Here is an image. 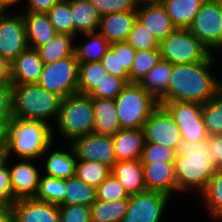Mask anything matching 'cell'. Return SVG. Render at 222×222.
Instances as JSON below:
<instances>
[{"mask_svg":"<svg viewBox=\"0 0 222 222\" xmlns=\"http://www.w3.org/2000/svg\"><path fill=\"white\" fill-rule=\"evenodd\" d=\"M66 179L40 176L37 193L34 199L53 205H64Z\"/></svg>","mask_w":222,"mask_h":222,"instance_id":"cell-33","label":"cell"},{"mask_svg":"<svg viewBox=\"0 0 222 222\" xmlns=\"http://www.w3.org/2000/svg\"><path fill=\"white\" fill-rule=\"evenodd\" d=\"M210 154L215 161V169L222 170V134L207 138Z\"/></svg>","mask_w":222,"mask_h":222,"instance_id":"cell-50","label":"cell"},{"mask_svg":"<svg viewBox=\"0 0 222 222\" xmlns=\"http://www.w3.org/2000/svg\"><path fill=\"white\" fill-rule=\"evenodd\" d=\"M145 143L165 145L177 151L182 136L172 115L161 104L150 114L143 125Z\"/></svg>","mask_w":222,"mask_h":222,"instance_id":"cell-11","label":"cell"},{"mask_svg":"<svg viewBox=\"0 0 222 222\" xmlns=\"http://www.w3.org/2000/svg\"><path fill=\"white\" fill-rule=\"evenodd\" d=\"M117 161L138 160L145 144L143 129H121L112 136Z\"/></svg>","mask_w":222,"mask_h":222,"instance_id":"cell-22","label":"cell"},{"mask_svg":"<svg viewBox=\"0 0 222 222\" xmlns=\"http://www.w3.org/2000/svg\"><path fill=\"white\" fill-rule=\"evenodd\" d=\"M188 29L211 50L222 32V0H206Z\"/></svg>","mask_w":222,"mask_h":222,"instance_id":"cell-12","label":"cell"},{"mask_svg":"<svg viewBox=\"0 0 222 222\" xmlns=\"http://www.w3.org/2000/svg\"><path fill=\"white\" fill-rule=\"evenodd\" d=\"M180 129L182 139L199 142L207 140L209 134L202 117V104L187 101L162 102Z\"/></svg>","mask_w":222,"mask_h":222,"instance_id":"cell-9","label":"cell"},{"mask_svg":"<svg viewBox=\"0 0 222 222\" xmlns=\"http://www.w3.org/2000/svg\"><path fill=\"white\" fill-rule=\"evenodd\" d=\"M10 211L11 222H60L57 205L34 198L16 200Z\"/></svg>","mask_w":222,"mask_h":222,"instance_id":"cell-15","label":"cell"},{"mask_svg":"<svg viewBox=\"0 0 222 222\" xmlns=\"http://www.w3.org/2000/svg\"><path fill=\"white\" fill-rule=\"evenodd\" d=\"M206 203L210 218L222 217V170L216 169L200 194Z\"/></svg>","mask_w":222,"mask_h":222,"instance_id":"cell-34","label":"cell"},{"mask_svg":"<svg viewBox=\"0 0 222 222\" xmlns=\"http://www.w3.org/2000/svg\"><path fill=\"white\" fill-rule=\"evenodd\" d=\"M170 196L146 190L129 196L127 212L121 222H161Z\"/></svg>","mask_w":222,"mask_h":222,"instance_id":"cell-10","label":"cell"},{"mask_svg":"<svg viewBox=\"0 0 222 222\" xmlns=\"http://www.w3.org/2000/svg\"><path fill=\"white\" fill-rule=\"evenodd\" d=\"M28 48L26 26L22 13L0 16V55L12 63Z\"/></svg>","mask_w":222,"mask_h":222,"instance_id":"cell-13","label":"cell"},{"mask_svg":"<svg viewBox=\"0 0 222 222\" xmlns=\"http://www.w3.org/2000/svg\"><path fill=\"white\" fill-rule=\"evenodd\" d=\"M84 35L87 36L90 41L84 44H75L74 54L77 61L79 64L101 61L102 57L110 49L111 44L98 31Z\"/></svg>","mask_w":222,"mask_h":222,"instance_id":"cell-29","label":"cell"},{"mask_svg":"<svg viewBox=\"0 0 222 222\" xmlns=\"http://www.w3.org/2000/svg\"><path fill=\"white\" fill-rule=\"evenodd\" d=\"M137 21V11L117 12L101 16L98 32L111 43L125 42Z\"/></svg>","mask_w":222,"mask_h":222,"instance_id":"cell-20","label":"cell"},{"mask_svg":"<svg viewBox=\"0 0 222 222\" xmlns=\"http://www.w3.org/2000/svg\"><path fill=\"white\" fill-rule=\"evenodd\" d=\"M58 209L60 222H92L90 206L64 204Z\"/></svg>","mask_w":222,"mask_h":222,"instance_id":"cell-44","label":"cell"},{"mask_svg":"<svg viewBox=\"0 0 222 222\" xmlns=\"http://www.w3.org/2000/svg\"><path fill=\"white\" fill-rule=\"evenodd\" d=\"M137 21L159 42L177 29L161 3L138 7Z\"/></svg>","mask_w":222,"mask_h":222,"instance_id":"cell-18","label":"cell"},{"mask_svg":"<svg viewBox=\"0 0 222 222\" xmlns=\"http://www.w3.org/2000/svg\"><path fill=\"white\" fill-rule=\"evenodd\" d=\"M136 7L161 3V0H132Z\"/></svg>","mask_w":222,"mask_h":222,"instance_id":"cell-56","label":"cell"},{"mask_svg":"<svg viewBox=\"0 0 222 222\" xmlns=\"http://www.w3.org/2000/svg\"><path fill=\"white\" fill-rule=\"evenodd\" d=\"M0 117H13L12 85H0Z\"/></svg>","mask_w":222,"mask_h":222,"instance_id":"cell-48","label":"cell"},{"mask_svg":"<svg viewBox=\"0 0 222 222\" xmlns=\"http://www.w3.org/2000/svg\"><path fill=\"white\" fill-rule=\"evenodd\" d=\"M110 49L113 52H119L120 78H129L136 50L126 41L111 43Z\"/></svg>","mask_w":222,"mask_h":222,"instance_id":"cell-45","label":"cell"},{"mask_svg":"<svg viewBox=\"0 0 222 222\" xmlns=\"http://www.w3.org/2000/svg\"><path fill=\"white\" fill-rule=\"evenodd\" d=\"M7 8H11V5L16 4L18 1L22 0H0Z\"/></svg>","mask_w":222,"mask_h":222,"instance_id":"cell-58","label":"cell"},{"mask_svg":"<svg viewBox=\"0 0 222 222\" xmlns=\"http://www.w3.org/2000/svg\"><path fill=\"white\" fill-rule=\"evenodd\" d=\"M56 121L57 128L53 132L58 130L67 141L93 133L92 98L79 93L64 97Z\"/></svg>","mask_w":222,"mask_h":222,"instance_id":"cell-5","label":"cell"},{"mask_svg":"<svg viewBox=\"0 0 222 222\" xmlns=\"http://www.w3.org/2000/svg\"><path fill=\"white\" fill-rule=\"evenodd\" d=\"M107 74L101 61L79 64L78 93L89 95Z\"/></svg>","mask_w":222,"mask_h":222,"instance_id":"cell-35","label":"cell"},{"mask_svg":"<svg viewBox=\"0 0 222 222\" xmlns=\"http://www.w3.org/2000/svg\"><path fill=\"white\" fill-rule=\"evenodd\" d=\"M70 151H54L48 154L47 159L44 164V175L60 178V179H68L70 177L75 176L76 163L77 158L74 152L73 147L69 144Z\"/></svg>","mask_w":222,"mask_h":222,"instance_id":"cell-28","label":"cell"},{"mask_svg":"<svg viewBox=\"0 0 222 222\" xmlns=\"http://www.w3.org/2000/svg\"><path fill=\"white\" fill-rule=\"evenodd\" d=\"M53 128L42 121L11 118L8 122L7 149L19 159H39L54 142Z\"/></svg>","mask_w":222,"mask_h":222,"instance_id":"cell-3","label":"cell"},{"mask_svg":"<svg viewBox=\"0 0 222 222\" xmlns=\"http://www.w3.org/2000/svg\"><path fill=\"white\" fill-rule=\"evenodd\" d=\"M219 92L222 93V81L219 80Z\"/></svg>","mask_w":222,"mask_h":222,"instance_id":"cell-60","label":"cell"},{"mask_svg":"<svg viewBox=\"0 0 222 222\" xmlns=\"http://www.w3.org/2000/svg\"><path fill=\"white\" fill-rule=\"evenodd\" d=\"M129 83V78L107 74L89 94L92 99H115Z\"/></svg>","mask_w":222,"mask_h":222,"instance_id":"cell-40","label":"cell"},{"mask_svg":"<svg viewBox=\"0 0 222 222\" xmlns=\"http://www.w3.org/2000/svg\"><path fill=\"white\" fill-rule=\"evenodd\" d=\"M111 167L96 161L77 160L75 176L97 188L110 174Z\"/></svg>","mask_w":222,"mask_h":222,"instance_id":"cell-36","label":"cell"},{"mask_svg":"<svg viewBox=\"0 0 222 222\" xmlns=\"http://www.w3.org/2000/svg\"><path fill=\"white\" fill-rule=\"evenodd\" d=\"M214 56L206 61L174 64L167 90V102L207 103L219 91V79L211 73Z\"/></svg>","mask_w":222,"mask_h":222,"instance_id":"cell-1","label":"cell"},{"mask_svg":"<svg viewBox=\"0 0 222 222\" xmlns=\"http://www.w3.org/2000/svg\"><path fill=\"white\" fill-rule=\"evenodd\" d=\"M77 160L96 161L109 167L117 162L112 136L90 133L71 143Z\"/></svg>","mask_w":222,"mask_h":222,"instance_id":"cell-14","label":"cell"},{"mask_svg":"<svg viewBox=\"0 0 222 222\" xmlns=\"http://www.w3.org/2000/svg\"><path fill=\"white\" fill-rule=\"evenodd\" d=\"M97 200L102 201H116L120 199L129 198L125 187L119 180L111 173L97 188Z\"/></svg>","mask_w":222,"mask_h":222,"instance_id":"cell-41","label":"cell"},{"mask_svg":"<svg viewBox=\"0 0 222 222\" xmlns=\"http://www.w3.org/2000/svg\"><path fill=\"white\" fill-rule=\"evenodd\" d=\"M47 15L57 33L73 36L72 13L69 0H60L47 12Z\"/></svg>","mask_w":222,"mask_h":222,"instance_id":"cell-39","label":"cell"},{"mask_svg":"<svg viewBox=\"0 0 222 222\" xmlns=\"http://www.w3.org/2000/svg\"><path fill=\"white\" fill-rule=\"evenodd\" d=\"M177 151L165 145L154 143H145L141 163H155V162H175Z\"/></svg>","mask_w":222,"mask_h":222,"instance_id":"cell-43","label":"cell"},{"mask_svg":"<svg viewBox=\"0 0 222 222\" xmlns=\"http://www.w3.org/2000/svg\"><path fill=\"white\" fill-rule=\"evenodd\" d=\"M129 198L116 201L96 200L91 206L92 222H121L127 212Z\"/></svg>","mask_w":222,"mask_h":222,"instance_id":"cell-31","label":"cell"},{"mask_svg":"<svg viewBox=\"0 0 222 222\" xmlns=\"http://www.w3.org/2000/svg\"><path fill=\"white\" fill-rule=\"evenodd\" d=\"M0 222H11L10 207L0 203Z\"/></svg>","mask_w":222,"mask_h":222,"instance_id":"cell-54","label":"cell"},{"mask_svg":"<svg viewBox=\"0 0 222 222\" xmlns=\"http://www.w3.org/2000/svg\"><path fill=\"white\" fill-rule=\"evenodd\" d=\"M29 48L37 49L49 43L56 35L47 13L22 12Z\"/></svg>","mask_w":222,"mask_h":222,"instance_id":"cell-21","label":"cell"},{"mask_svg":"<svg viewBox=\"0 0 222 222\" xmlns=\"http://www.w3.org/2000/svg\"><path fill=\"white\" fill-rule=\"evenodd\" d=\"M23 161L9 167L11 187L15 200L34 198L39 185L40 172L37 166H34L31 159H22Z\"/></svg>","mask_w":222,"mask_h":222,"instance_id":"cell-16","label":"cell"},{"mask_svg":"<svg viewBox=\"0 0 222 222\" xmlns=\"http://www.w3.org/2000/svg\"><path fill=\"white\" fill-rule=\"evenodd\" d=\"M97 200L96 188L76 176L66 179L64 204L91 206Z\"/></svg>","mask_w":222,"mask_h":222,"instance_id":"cell-32","label":"cell"},{"mask_svg":"<svg viewBox=\"0 0 222 222\" xmlns=\"http://www.w3.org/2000/svg\"><path fill=\"white\" fill-rule=\"evenodd\" d=\"M101 62L108 74L120 78L119 52H113L111 49H109L102 57Z\"/></svg>","mask_w":222,"mask_h":222,"instance_id":"cell-49","label":"cell"},{"mask_svg":"<svg viewBox=\"0 0 222 222\" xmlns=\"http://www.w3.org/2000/svg\"><path fill=\"white\" fill-rule=\"evenodd\" d=\"M126 42L136 51L159 48V41L138 21L135 22Z\"/></svg>","mask_w":222,"mask_h":222,"instance_id":"cell-42","label":"cell"},{"mask_svg":"<svg viewBox=\"0 0 222 222\" xmlns=\"http://www.w3.org/2000/svg\"><path fill=\"white\" fill-rule=\"evenodd\" d=\"M163 60L171 64H187L206 61L210 50L189 29L177 28L159 42Z\"/></svg>","mask_w":222,"mask_h":222,"instance_id":"cell-7","label":"cell"},{"mask_svg":"<svg viewBox=\"0 0 222 222\" xmlns=\"http://www.w3.org/2000/svg\"><path fill=\"white\" fill-rule=\"evenodd\" d=\"M206 0H161L177 28L188 29Z\"/></svg>","mask_w":222,"mask_h":222,"instance_id":"cell-27","label":"cell"},{"mask_svg":"<svg viewBox=\"0 0 222 222\" xmlns=\"http://www.w3.org/2000/svg\"><path fill=\"white\" fill-rule=\"evenodd\" d=\"M11 118L0 117V148H7L8 122Z\"/></svg>","mask_w":222,"mask_h":222,"instance_id":"cell-53","label":"cell"},{"mask_svg":"<svg viewBox=\"0 0 222 222\" xmlns=\"http://www.w3.org/2000/svg\"><path fill=\"white\" fill-rule=\"evenodd\" d=\"M218 219H221L220 221L222 222V217H219V218L213 219V221H214V220H217V221H218Z\"/></svg>","mask_w":222,"mask_h":222,"instance_id":"cell-61","label":"cell"},{"mask_svg":"<svg viewBox=\"0 0 222 222\" xmlns=\"http://www.w3.org/2000/svg\"><path fill=\"white\" fill-rule=\"evenodd\" d=\"M92 104L94 133L113 136L121 130L114 99H92Z\"/></svg>","mask_w":222,"mask_h":222,"instance_id":"cell-24","label":"cell"},{"mask_svg":"<svg viewBox=\"0 0 222 222\" xmlns=\"http://www.w3.org/2000/svg\"><path fill=\"white\" fill-rule=\"evenodd\" d=\"M173 64L161 59L139 84L159 103L167 102V90L169 87Z\"/></svg>","mask_w":222,"mask_h":222,"instance_id":"cell-23","label":"cell"},{"mask_svg":"<svg viewBox=\"0 0 222 222\" xmlns=\"http://www.w3.org/2000/svg\"><path fill=\"white\" fill-rule=\"evenodd\" d=\"M0 85H12L11 63L0 55Z\"/></svg>","mask_w":222,"mask_h":222,"instance_id":"cell-52","label":"cell"},{"mask_svg":"<svg viewBox=\"0 0 222 222\" xmlns=\"http://www.w3.org/2000/svg\"><path fill=\"white\" fill-rule=\"evenodd\" d=\"M218 49H221L222 50V32H221V35H220V39L219 41L217 42V44L210 50V56L213 57V53H214V50L215 52H217L216 50Z\"/></svg>","mask_w":222,"mask_h":222,"instance_id":"cell-57","label":"cell"},{"mask_svg":"<svg viewBox=\"0 0 222 222\" xmlns=\"http://www.w3.org/2000/svg\"><path fill=\"white\" fill-rule=\"evenodd\" d=\"M145 187L172 197L177 192L175 162L142 163Z\"/></svg>","mask_w":222,"mask_h":222,"instance_id":"cell-17","label":"cell"},{"mask_svg":"<svg viewBox=\"0 0 222 222\" xmlns=\"http://www.w3.org/2000/svg\"><path fill=\"white\" fill-rule=\"evenodd\" d=\"M161 59L159 48L137 50L129 72V82L139 83Z\"/></svg>","mask_w":222,"mask_h":222,"instance_id":"cell-37","label":"cell"},{"mask_svg":"<svg viewBox=\"0 0 222 222\" xmlns=\"http://www.w3.org/2000/svg\"><path fill=\"white\" fill-rule=\"evenodd\" d=\"M7 7L0 1V16L4 13L7 12Z\"/></svg>","mask_w":222,"mask_h":222,"instance_id":"cell-59","label":"cell"},{"mask_svg":"<svg viewBox=\"0 0 222 222\" xmlns=\"http://www.w3.org/2000/svg\"><path fill=\"white\" fill-rule=\"evenodd\" d=\"M74 39V36L57 33L49 43L38 47L36 50L38 51L43 64L53 63L74 55Z\"/></svg>","mask_w":222,"mask_h":222,"instance_id":"cell-30","label":"cell"},{"mask_svg":"<svg viewBox=\"0 0 222 222\" xmlns=\"http://www.w3.org/2000/svg\"><path fill=\"white\" fill-rule=\"evenodd\" d=\"M9 153L7 148H0V169L6 167L9 161Z\"/></svg>","mask_w":222,"mask_h":222,"instance_id":"cell-55","label":"cell"},{"mask_svg":"<svg viewBox=\"0 0 222 222\" xmlns=\"http://www.w3.org/2000/svg\"><path fill=\"white\" fill-rule=\"evenodd\" d=\"M60 0H27L24 12L47 13Z\"/></svg>","mask_w":222,"mask_h":222,"instance_id":"cell-51","label":"cell"},{"mask_svg":"<svg viewBox=\"0 0 222 222\" xmlns=\"http://www.w3.org/2000/svg\"><path fill=\"white\" fill-rule=\"evenodd\" d=\"M202 117L209 136L222 134V93L217 92L203 104Z\"/></svg>","mask_w":222,"mask_h":222,"instance_id":"cell-38","label":"cell"},{"mask_svg":"<svg viewBox=\"0 0 222 222\" xmlns=\"http://www.w3.org/2000/svg\"><path fill=\"white\" fill-rule=\"evenodd\" d=\"M111 173L125 187L129 195L146 191L142 163L138 160L117 161Z\"/></svg>","mask_w":222,"mask_h":222,"instance_id":"cell-25","label":"cell"},{"mask_svg":"<svg viewBox=\"0 0 222 222\" xmlns=\"http://www.w3.org/2000/svg\"><path fill=\"white\" fill-rule=\"evenodd\" d=\"M79 62L75 54L44 64L38 85L64 98L78 93Z\"/></svg>","mask_w":222,"mask_h":222,"instance_id":"cell-8","label":"cell"},{"mask_svg":"<svg viewBox=\"0 0 222 222\" xmlns=\"http://www.w3.org/2000/svg\"><path fill=\"white\" fill-rule=\"evenodd\" d=\"M9 164L0 169V203L10 207L16 200L11 187Z\"/></svg>","mask_w":222,"mask_h":222,"instance_id":"cell-47","label":"cell"},{"mask_svg":"<svg viewBox=\"0 0 222 222\" xmlns=\"http://www.w3.org/2000/svg\"><path fill=\"white\" fill-rule=\"evenodd\" d=\"M13 118L42 121L58 118L62 97L38 84L12 85Z\"/></svg>","mask_w":222,"mask_h":222,"instance_id":"cell-4","label":"cell"},{"mask_svg":"<svg viewBox=\"0 0 222 222\" xmlns=\"http://www.w3.org/2000/svg\"><path fill=\"white\" fill-rule=\"evenodd\" d=\"M121 129H143L159 103L139 84L129 82L114 99Z\"/></svg>","mask_w":222,"mask_h":222,"instance_id":"cell-6","label":"cell"},{"mask_svg":"<svg viewBox=\"0 0 222 222\" xmlns=\"http://www.w3.org/2000/svg\"><path fill=\"white\" fill-rule=\"evenodd\" d=\"M97 9L100 16L117 13L137 11L132 0H89Z\"/></svg>","mask_w":222,"mask_h":222,"instance_id":"cell-46","label":"cell"},{"mask_svg":"<svg viewBox=\"0 0 222 222\" xmlns=\"http://www.w3.org/2000/svg\"><path fill=\"white\" fill-rule=\"evenodd\" d=\"M43 65L38 51L28 47L11 63L12 85L37 84Z\"/></svg>","mask_w":222,"mask_h":222,"instance_id":"cell-19","label":"cell"},{"mask_svg":"<svg viewBox=\"0 0 222 222\" xmlns=\"http://www.w3.org/2000/svg\"><path fill=\"white\" fill-rule=\"evenodd\" d=\"M207 140L193 142L182 139L177 149L175 177L177 192L197 191L201 194L215 172V161Z\"/></svg>","mask_w":222,"mask_h":222,"instance_id":"cell-2","label":"cell"},{"mask_svg":"<svg viewBox=\"0 0 222 222\" xmlns=\"http://www.w3.org/2000/svg\"><path fill=\"white\" fill-rule=\"evenodd\" d=\"M72 23L73 36L79 33L87 34L90 32H97L100 14L95 6L89 0H69Z\"/></svg>","mask_w":222,"mask_h":222,"instance_id":"cell-26","label":"cell"}]
</instances>
